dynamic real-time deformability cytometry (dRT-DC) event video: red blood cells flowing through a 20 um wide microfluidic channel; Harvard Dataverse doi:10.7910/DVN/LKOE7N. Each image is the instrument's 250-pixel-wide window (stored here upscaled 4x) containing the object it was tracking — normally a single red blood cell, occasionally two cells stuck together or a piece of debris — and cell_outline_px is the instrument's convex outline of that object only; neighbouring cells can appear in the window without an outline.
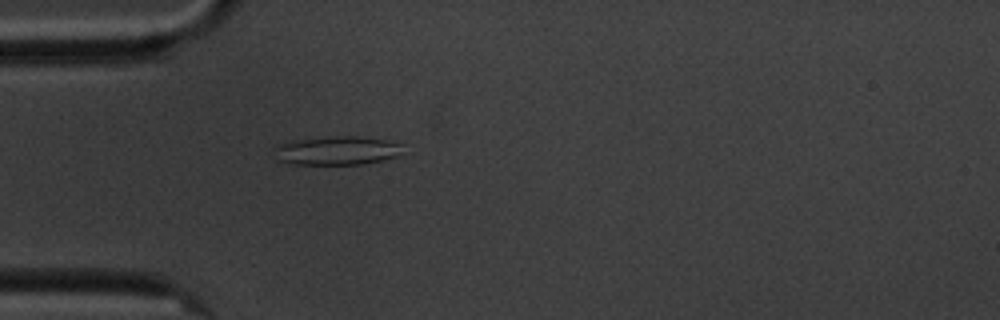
{"species": "common noctule bat (a hibernating species)", "species_latin": "Nyctalus noctula", "temperature_condition": "cold", "stored_images_in_passage": 1, "camera_frame_rate_fps": 3000, "um_per_image_px": 0.085, "animal": {"sex": "male", "body_mass_g": 20.1, "forearm_length_mm": 53.5}, "frame": {"image": 1, "passage_image": 1, "time_ms": 0.0, "image_size_px": [1000, 320], "cell_outline_px": [[400, 152], [396, 156], [380, 160], [360, 164], [288, 164], [276, 160], [272, 148], [276, 144], [292, 140], [336, 136], [356, 136], [384, 140], [400, 144]], "centroid_in_image_um": [28.48, 12.8], "position_along_channel_um": 56.5, "area_um2": 21.44}}